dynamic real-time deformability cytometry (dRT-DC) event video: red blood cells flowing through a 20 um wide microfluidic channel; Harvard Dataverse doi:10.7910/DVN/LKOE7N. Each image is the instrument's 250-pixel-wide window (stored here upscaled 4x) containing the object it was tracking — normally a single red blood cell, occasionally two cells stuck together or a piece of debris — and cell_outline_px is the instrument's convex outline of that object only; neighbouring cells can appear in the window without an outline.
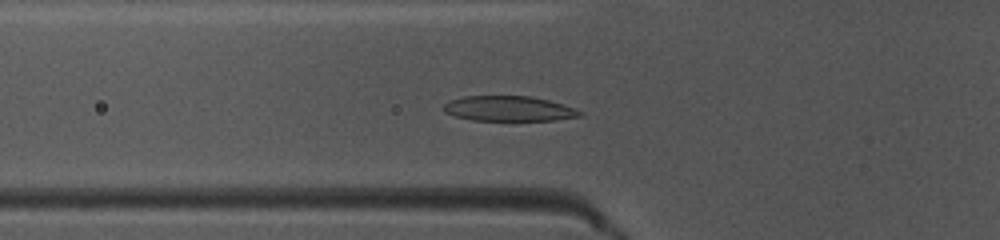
{"species": "common noctule bat (a hibernating species)", "species_latin": "Nyctalus noctula", "temperature_condition": "warm", "stored_images_in_passage": 38, "camera_frame_rate_fps": 3000, "um_per_image_px": 0.085, "animal": {"sex": "female", "body_mass_g": 10.0, "forearm_length_mm": 53.1}, "frame": {"image": 1, "passage_image": 6, "time_ms": 1.667, "image_size_px": [1000, 240], "cell_outline_px": [[584, 112], [580, 116], [556, 120], [472, 120], [456, 116], [444, 112], [444, 104], [448, 100], [464, 96], [532, 96], [564, 104]], "centroid_in_image_um": [43.25, 9.22], "position_along_channel_um": 82.5, "area_um2": 19.94}}
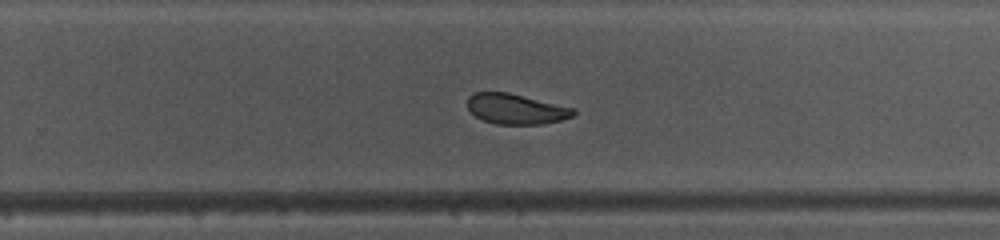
{"frame": {"image": 2, "passage_image": 21, "time_ms": 6.667, "image_size_px": [1000, 240], "cell_outline_px": [[576, 112], [572, 116], [560, 120], [544, 124], [496, 124], [484, 120], [476, 116], [468, 108], [468, 96], [476, 92], [508, 92], [576, 108]], "centroid_in_image_um": [43.88, 9.26], "position_along_channel_um": 285.9, "area_um2": 18.67}}
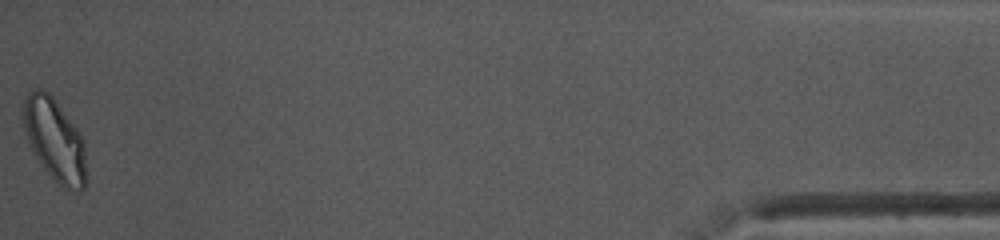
{"frame": {"image": 3, "passage_image": 38, "time_ms": 12.333, "image_size_px": [1000, 240], "cell_outline_px": [[84, 188], [80, 192], [68, 192], [44, 168], [28, 144], [20, 116], [24, 100], [28, 92], [32, 88], [40, 88], [48, 92], [52, 96], [76, 128], [84, 140]], "centroid_in_image_um": [4.59, 11.85], "position_along_channel_um": 430.6, "area_um2": 30.23}, "authors_computed_cell_mechanics": {"area_um2": 20.3745, "velocity_mm_per_s": 4.0581, "shape_relaxation_time_tau1_ms": 1.9818, "shape_relaxation_time_tau2_ms": 1.356, "deformation_change_tau1": 0.125, "deformation_change_tau2": 0.0539}}